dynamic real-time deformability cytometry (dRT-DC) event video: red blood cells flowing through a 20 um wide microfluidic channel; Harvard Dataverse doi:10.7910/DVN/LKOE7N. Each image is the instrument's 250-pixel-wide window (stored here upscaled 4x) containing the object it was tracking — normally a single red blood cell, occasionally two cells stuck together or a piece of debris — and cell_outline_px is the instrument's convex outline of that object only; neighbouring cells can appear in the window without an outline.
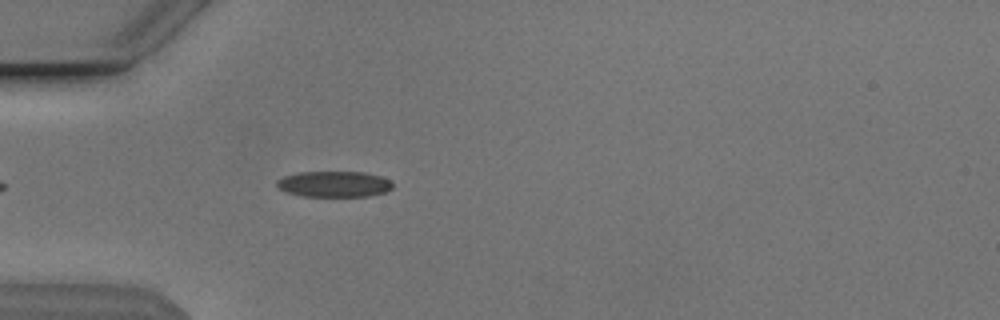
{"species": "Egyptian fruit bat (a non-hibernating species)", "species_latin": "Rousettus aegyptiacus", "temperature_condition": "cold", "stored_images_in_passage": 43, "camera_frame_rate_fps": 3000, "um_per_image_px": 0.085, "animal": {"sex": "male"}, "frame": {"image": 1, "passage_image": 6, "time_ms": 1.667, "image_size_px": [1000, 320], "cell_outline_px": [[392, 188], [384, 192], [368, 196], [304, 196], [288, 192], [280, 188], [276, 184], [276, 180], [284, 176], [300, 172], [364, 172], [380, 176], [388, 180], [392, 184]], "centroid_in_image_um": [28.39, 15.64], "position_along_channel_um": 56.6, "area_um2": 17.22}}
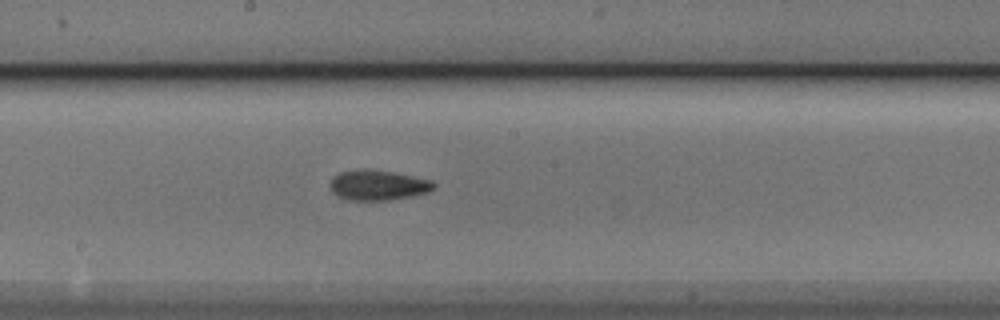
{"frame": {"image": 2, "passage_image": 19, "time_ms": 6.0, "image_size_px": [1000, 320], "cell_outline_px": [[436, 188], [428, 192], [412, 196], [388, 200], [348, 200], [336, 196], [332, 192], [332, 176], [340, 172], [392, 172], [432, 180], [436, 184]], "centroid_in_image_um": [32.19, 15.79], "position_along_channel_um": 216.0, "area_um2": 17.51}}
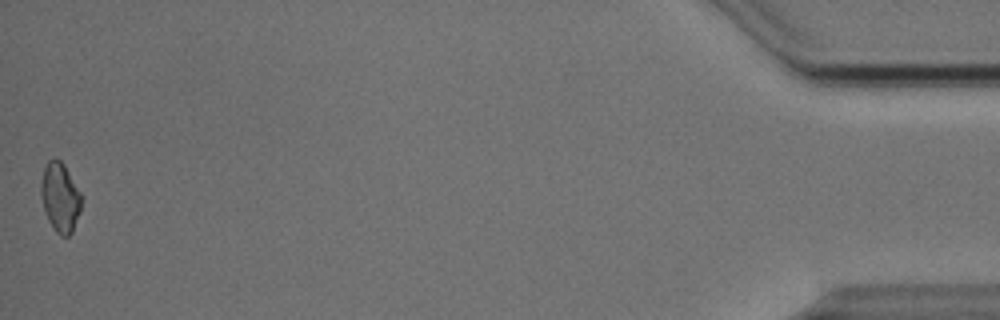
{"frame": {"image": 3, "passage_image": 43, "time_ms": 14.0, "image_size_px": [1000, 320], "cell_outline_px": [[80, 212], [72, 232], [68, 236], [60, 236], [56, 232], [48, 220], [44, 208], [40, 192], [40, 184], [44, 168], [48, 160], [60, 160], [64, 164], [80, 192]], "centroid_in_image_um": [5.1, 16.79], "position_along_channel_um": 430.1, "area_um2": 16.07}, "authors_computed_cell_mechanics": {"area_um2": 17.1666, "velocity_mm_per_s": 3.8492, "shape_relaxation_time_tau1_ms": 4.2817, "shape_relaxation_time_tau2_ms": 3.3005, "deformation_change_tau1": 0.1172, "deformation_change_tau2": 0.0872}}